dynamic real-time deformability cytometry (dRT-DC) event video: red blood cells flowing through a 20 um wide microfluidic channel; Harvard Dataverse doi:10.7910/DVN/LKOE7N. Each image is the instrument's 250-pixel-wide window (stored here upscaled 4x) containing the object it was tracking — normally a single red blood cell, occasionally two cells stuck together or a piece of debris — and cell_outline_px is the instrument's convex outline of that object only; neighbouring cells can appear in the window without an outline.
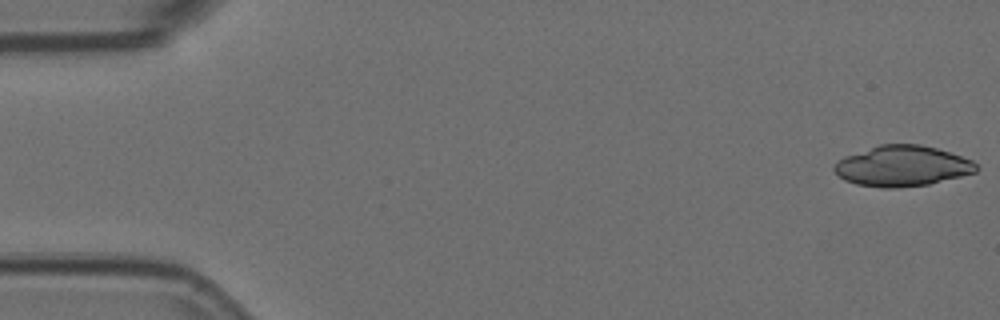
{"species": "Egyptian fruit bat (a non-hibernating species)", "species_latin": "Rousettus aegyptiacus", "temperature_condition": "room temperature", "stored_images_in_passage": 6, "camera_frame_rate_fps": 3000, "um_per_image_px": 0.085, "animal": {"sex": "female"}, "frame": {"image": 1, "passage_image": 1, "time_ms": 0.0, "image_size_px": [1000, 320], "cell_outline_px": [[980, 168], [976, 172], [928, 184], [896, 188], [880, 188], [856, 184], [844, 180], [832, 168], [844, 156], [880, 144], [920, 144], [936, 148], [972, 160]], "centroid_in_image_um": [76.69, 14.11], "position_along_channel_um": 8.3, "area_um2": 33.41}}